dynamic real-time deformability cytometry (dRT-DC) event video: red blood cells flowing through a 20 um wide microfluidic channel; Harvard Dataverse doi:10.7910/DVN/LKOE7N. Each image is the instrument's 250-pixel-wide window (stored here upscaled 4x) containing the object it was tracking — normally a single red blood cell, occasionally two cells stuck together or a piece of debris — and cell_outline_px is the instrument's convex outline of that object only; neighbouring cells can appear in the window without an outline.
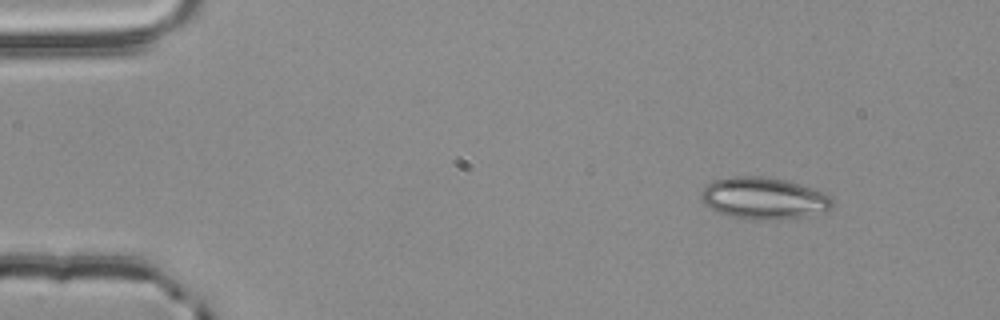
{"species": "common noctule bat (a hibernating species)", "species_latin": "Nyctalus noctula", "temperature_condition": "room temperature", "stored_images_in_passage": 50, "camera_frame_rate_fps": 3000, "um_per_image_px": 0.085, "animal": {"sex": "male", "body_mass_g": 20.4}, "frame": {"image": 1, "passage_image": 1, "time_ms": 0.0, "image_size_px": [1000, 320], "cell_outline_px": [[832, 204], [828, 212], [780, 220], [748, 220], [728, 216], [716, 212], [704, 204], [700, 196], [700, 192], [712, 180], [732, 176], [760, 176], [784, 180], [800, 184], [824, 192], [832, 200]], "centroid_in_image_um": [64.89, 16.87], "position_along_channel_um": 20.1, "area_um2": 32.37}}
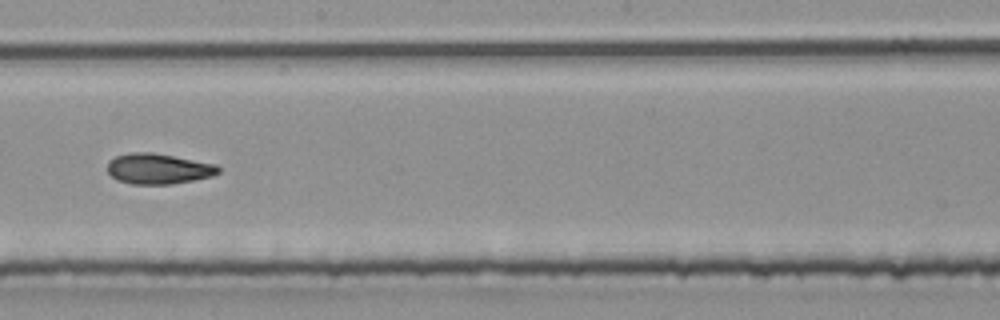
{"frame": {"image": 2, "passage_image": 26, "time_ms": 8.333, "image_size_px": [1000, 320], "cell_outline_px": [[220, 172], [212, 176], [192, 180], [168, 184], [132, 184], [116, 180], [108, 172], [108, 160], [116, 156], [132, 152], [152, 152], [216, 164], [220, 168]], "centroid_in_image_um": [13.44, 14.34], "position_along_channel_um": 234.8, "area_um2": 19.65}}
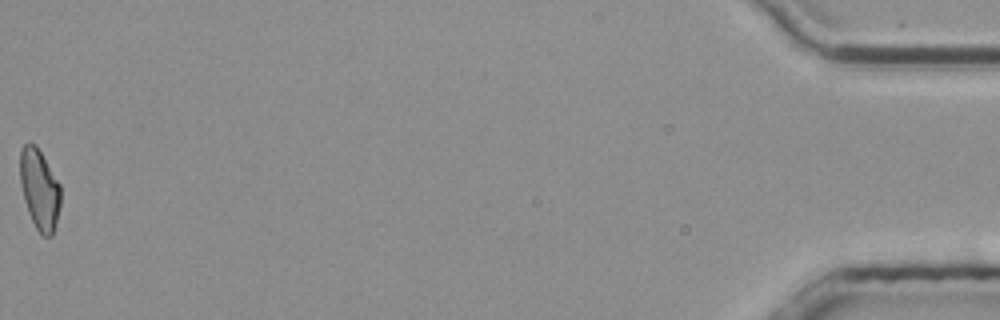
{"frame": {"image": 3, "passage_image": 50, "time_ms": 16.333, "image_size_px": [1000, 320], "cell_outline_px": [[60, 204], [52, 236], [40, 236], [28, 212], [24, 200], [20, 184], [20, 148], [24, 144], [36, 144], [60, 184]], "centroid_in_image_um": [3.34, 16.09], "position_along_channel_um": 431.9, "area_um2": 18.96}, "authors_computed_cell_mechanics": {"area_um2": 19.7098, "velocity_mm_per_s": 3.7896, "shape_relaxation_time_tau1_ms": null, "shape_relaxation_time_tau2_ms": 2.6031, "deformation_change_tau1": null, "deformation_change_tau2": 0.0908}}